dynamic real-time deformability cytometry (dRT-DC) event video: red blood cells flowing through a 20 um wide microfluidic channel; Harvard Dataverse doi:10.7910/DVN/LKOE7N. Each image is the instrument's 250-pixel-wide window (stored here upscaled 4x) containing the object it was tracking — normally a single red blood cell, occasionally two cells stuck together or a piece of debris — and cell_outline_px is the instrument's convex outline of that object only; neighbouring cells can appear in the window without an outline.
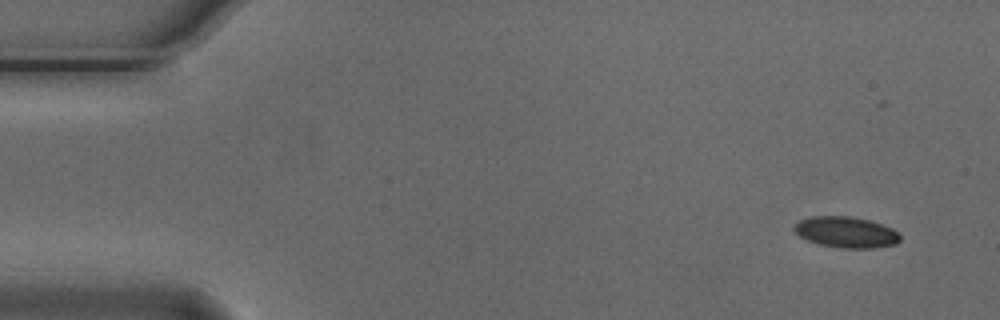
{"species": "Egyptian fruit bat (a non-hibernating species)", "species_latin": "Rousettus aegyptiacus", "temperature_condition": "cold", "stored_images_in_passage": 4, "camera_frame_rate_fps": 3000, "um_per_image_px": 0.085, "animal": {"sex": "male"}, "frame": {"image": 1, "passage_image": 1, "time_ms": 0.0, "image_size_px": [1000, 320], "cell_outline_px": [[900, 240], [896, 244], [876, 248], [840, 248], [820, 244], [808, 240], [800, 236], [792, 228], [800, 220], [812, 216], [848, 216], [868, 220], [892, 228], [900, 232]], "centroid_in_image_um": [71.94, 19.74], "position_along_channel_um": 13.1, "area_um2": 19.07}}
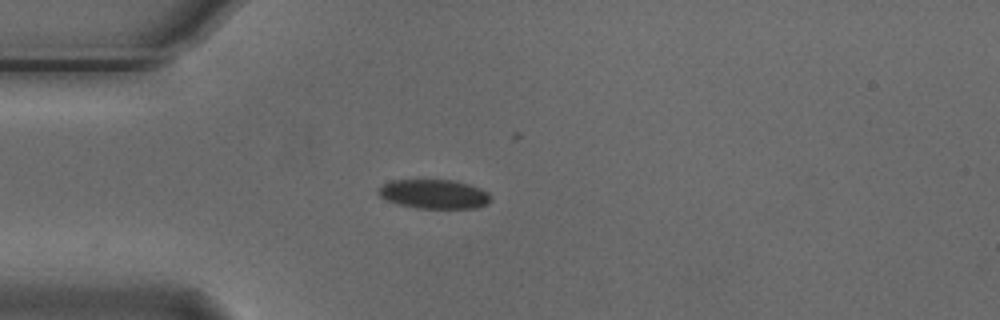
{"frame": {"image": 2, "passage_image": 4, "time_ms": 1.0, "image_size_px": [1000, 320], "cell_outline_px": [[492, 200], [488, 204], [476, 208], [416, 208], [396, 204], [384, 200], [376, 192], [384, 184], [392, 180], [452, 180], [468, 184], [480, 188], [488, 192], [492, 196]], "centroid_in_image_um": [36.9, 16.51], "position_along_channel_um": 48.1, "area_um2": 19.31}}